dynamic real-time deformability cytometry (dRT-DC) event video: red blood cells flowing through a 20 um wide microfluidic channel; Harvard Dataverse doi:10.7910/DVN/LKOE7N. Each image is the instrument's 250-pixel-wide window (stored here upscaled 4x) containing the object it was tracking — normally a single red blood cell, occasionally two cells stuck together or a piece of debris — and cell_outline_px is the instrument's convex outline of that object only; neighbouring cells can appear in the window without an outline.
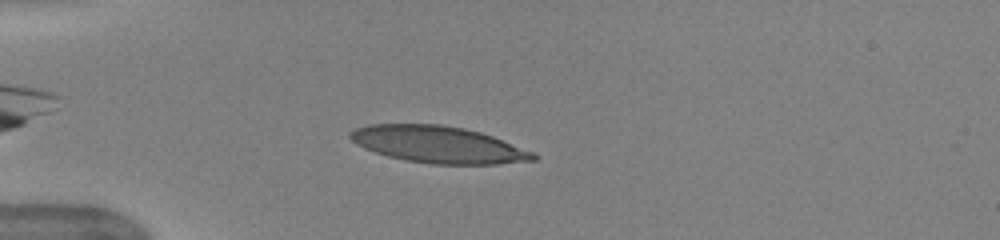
{"species": "human", "species_latin": "Homo sapiens", "temperature_condition": "warm", "stored_images_in_passage": 40, "camera_frame_rate_fps": 3000, "um_per_image_px": 0.085, "donor": {"sex": "female"}, "frame": {"image": 1, "passage_image": 7, "time_ms": 2.0, "image_size_px": [1000, 240], "cell_outline_px": [[540, 156], [536, 160], [496, 164], [432, 164], [408, 160], [388, 156], [364, 148], [356, 144], [348, 136], [348, 132], [356, 128], [368, 124], [440, 124], [464, 128], [480, 132], [492, 136], [536, 152]], "centroid_in_image_um": [37.28, 12.28], "position_along_channel_um": 47.7, "area_um2": 39.36}, "authors_computed_cell_mechanics": {"area_um2": 38.2347, "velocity_mm_per_s": 3.9682, "shape_relaxation_time_tau1_ms": 3.8139, "shape_relaxation_time_tau2_ms": null, "deformation_change_tau1": 0.2111, "deformation_change_tau2": null}}